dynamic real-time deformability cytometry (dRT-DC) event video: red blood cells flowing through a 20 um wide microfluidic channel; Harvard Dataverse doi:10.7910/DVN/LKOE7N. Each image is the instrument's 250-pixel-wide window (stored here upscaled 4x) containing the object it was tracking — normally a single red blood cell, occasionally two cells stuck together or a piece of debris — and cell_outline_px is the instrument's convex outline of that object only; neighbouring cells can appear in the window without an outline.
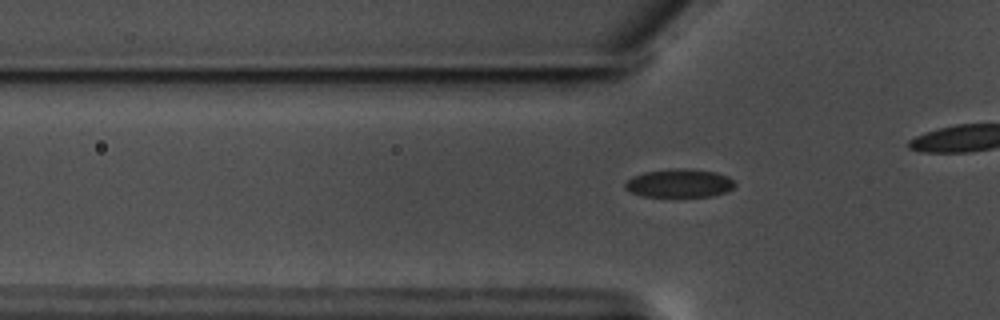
{"species": "common noctule bat (a hibernating species)", "species_latin": "Nyctalus noctula", "temperature_condition": "warm", "stored_images_in_passage": 29, "camera_frame_rate_fps": 3000, "um_per_image_px": 0.085, "animal": {"sex": "male", "body_mass_g": 17.5, "forearm_length_mm": 52.3}, "frame": {"image": 1, "passage_image": 2, "time_ms": 0.333, "image_size_px": [1000, 320], "cell_outline_px": [[736, 184], [732, 188], [724, 192], [712, 196], [640, 196], [624, 188], [624, 184], [632, 176], [644, 172], [672, 168], [692, 168], [716, 172], [728, 176], [736, 180]], "centroid_in_image_um": [57.76, 15.55], "position_along_channel_um": 68.0, "area_um2": 18.32}}
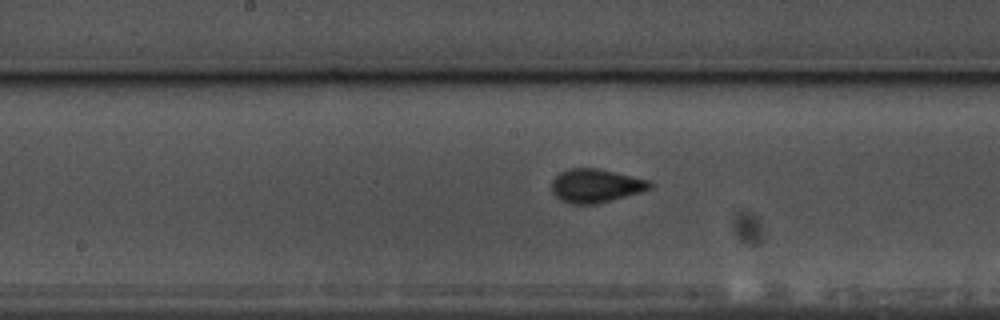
{"frame": {"image": 2, "passage_image": 13, "time_ms": 4.0, "image_size_px": [1000, 320], "cell_outline_px": [[652, 188], [640, 192], [612, 200], [596, 204], [572, 204], [560, 200], [552, 192], [552, 180], [560, 172], [568, 168], [600, 168], [648, 180], [652, 184]], "centroid_in_image_um": [50.62, 15.78], "position_along_channel_um": 197.6, "area_um2": 19.25}}
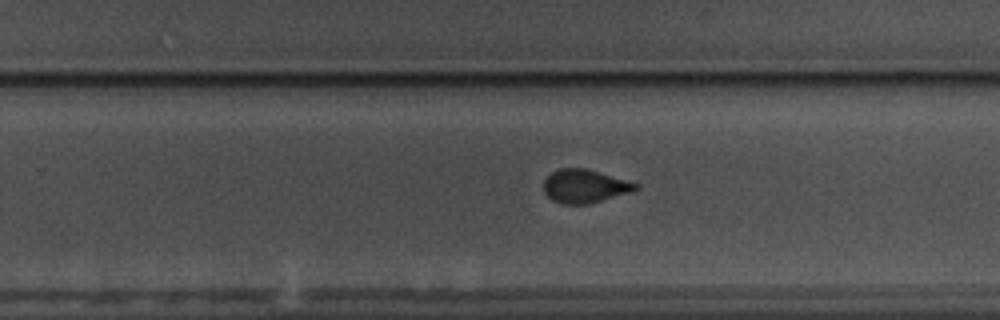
{"frame": {"image": 3, "passage_image": 20, "time_ms": 6.333, "image_size_px": [1000, 320], "cell_outline_px": [[640, 188], [632, 192], [588, 204], [560, 204], [552, 200], [544, 192], [544, 180], [552, 172], [560, 168], [588, 168], [640, 184]], "centroid_in_image_um": [49.73, 15.82], "position_along_channel_um": 280.1, "area_um2": 18.09}}